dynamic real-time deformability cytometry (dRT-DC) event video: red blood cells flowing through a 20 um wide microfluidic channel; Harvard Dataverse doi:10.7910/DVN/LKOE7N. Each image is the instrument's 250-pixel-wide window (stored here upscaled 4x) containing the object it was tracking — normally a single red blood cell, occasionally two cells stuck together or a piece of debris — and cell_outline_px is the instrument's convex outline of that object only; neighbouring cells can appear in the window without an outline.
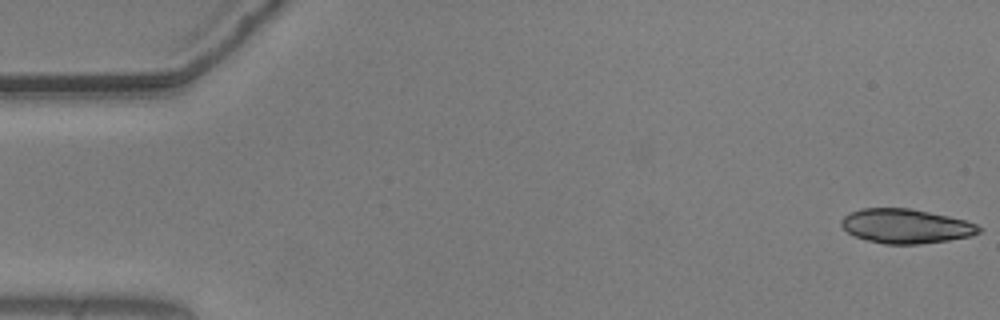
{"species": "common noctule bat (a hibernating species)", "species_latin": "Nyctalus noctula", "temperature_condition": "warm", "stored_images_in_passage": 54, "camera_frame_rate_fps": 3000, "um_per_image_px": 0.085, "animal": {"sex": "male", "body_mass_g": 20.5, "forearm_length_mm": 52.5}, "frame": {"image": 1, "passage_image": 1, "time_ms": 0.0, "image_size_px": [1000, 320], "cell_outline_px": [[984, 228], [980, 232], [972, 236], [948, 240], [920, 244], [884, 244], [868, 240], [856, 236], [848, 232], [840, 224], [840, 220], [848, 212], [860, 208], [908, 208], [948, 216], [964, 220], [976, 224]], "centroid_in_image_um": [76.99, 19.22], "position_along_channel_um": 8.0, "area_um2": 27.57}}
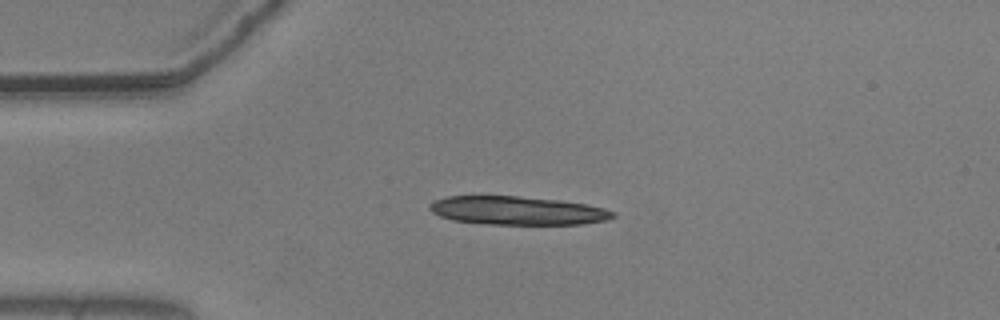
{"frame": {"image": 2, "passage_image": 13, "time_ms": 4.0, "image_size_px": [1000, 320], "cell_outline_px": [[616, 216], [608, 220], [584, 224], [488, 224], [452, 220], [440, 216], [432, 212], [428, 208], [428, 204], [432, 200], [444, 196], [520, 196], [560, 200], [584, 204], [604, 208], [616, 212]], "centroid_in_image_um": [43.95, 17.89], "position_along_channel_um": 41.0, "area_um2": 30.69}}
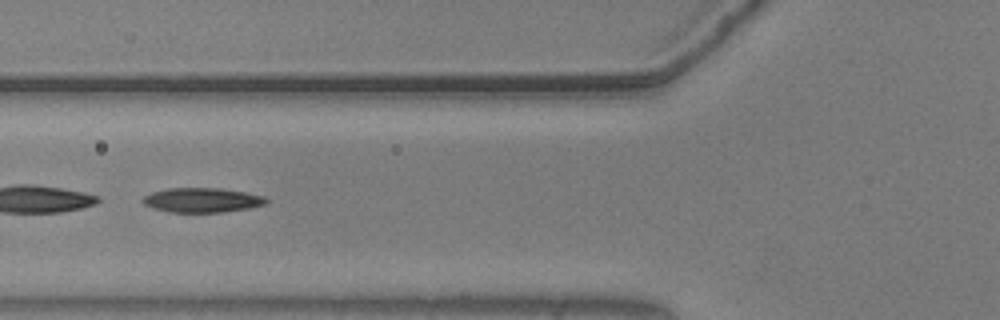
{"frame": {"image": 3, "passage_image": 21, "time_ms": 6.667, "image_size_px": [1000, 320], "cell_outline_px": [[268, 204], [248, 208], [224, 212], [168, 212], [152, 208], [144, 204], [140, 200], [144, 196], [152, 192], [168, 188], [220, 188], [244, 192], [264, 196], [268, 200]], "centroid_in_image_um": [17.16, 17.01], "position_along_channel_um": 108.6, "area_um2": 17.74}, "authors_computed_cell_mechanics": {"area_um2": 23.3512, "velocity_mm_per_s": 3.6694, "shape_relaxation_time_tau1_ms": 7.7883, "shape_relaxation_time_tau2_ms": 3.7557, "deformation_change_tau1": 0.2094, "deformation_change_tau2": 0.1363}}